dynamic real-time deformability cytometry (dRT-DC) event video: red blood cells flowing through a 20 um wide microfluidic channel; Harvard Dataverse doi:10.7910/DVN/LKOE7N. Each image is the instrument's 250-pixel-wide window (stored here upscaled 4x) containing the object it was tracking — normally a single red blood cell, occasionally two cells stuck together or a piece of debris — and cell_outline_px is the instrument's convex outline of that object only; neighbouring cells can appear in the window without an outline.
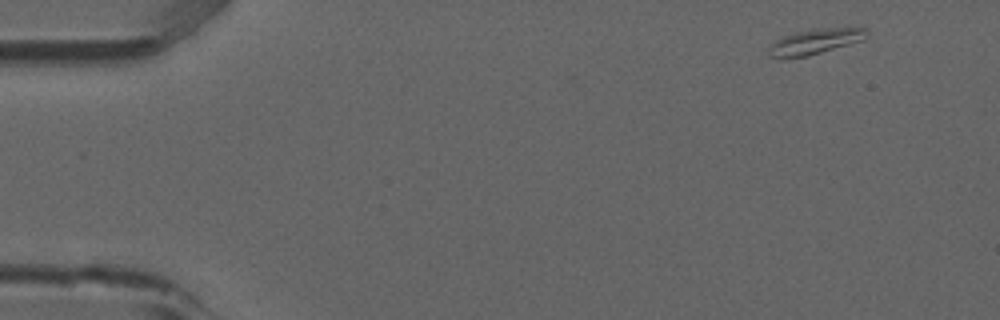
{"species": "common noctule bat (a hibernating species)", "species_latin": "Nyctalus noctula", "temperature_condition": "room temperature", "stored_images_in_passage": 7, "camera_frame_rate_fps": 3000, "um_per_image_px": 0.085, "animal": {"sex": "male", "forearm_length_mm": 52.5}, "frame": {"image": 1, "passage_image": 1, "time_ms": 0.0, "image_size_px": [1000, 320], "cell_outline_px": [[868, 36], [864, 40], [808, 56], [768, 56], [768, 52], [772, 44], [776, 40], [784, 36], [796, 32], [812, 28], [864, 28], [868, 32]], "centroid_in_image_um": [69.35, 3.5], "position_along_channel_um": 15.6, "area_um2": 14.1}}
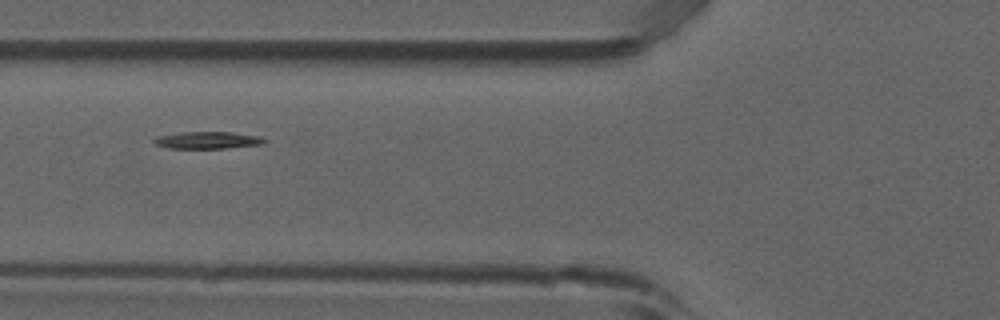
{"frame": {"image": 2, "passage_image": 5, "time_ms": 1.333, "image_size_px": [1000, 320], "cell_outline_px": [[268, 140], [264, 144], [224, 148], [168, 148], [156, 144], [152, 140], [156, 136], [180, 132], [232, 132], [260, 136]], "centroid_in_image_um": [17.66, 11.91], "position_along_channel_um": 108.1, "area_um2": 11.04}}
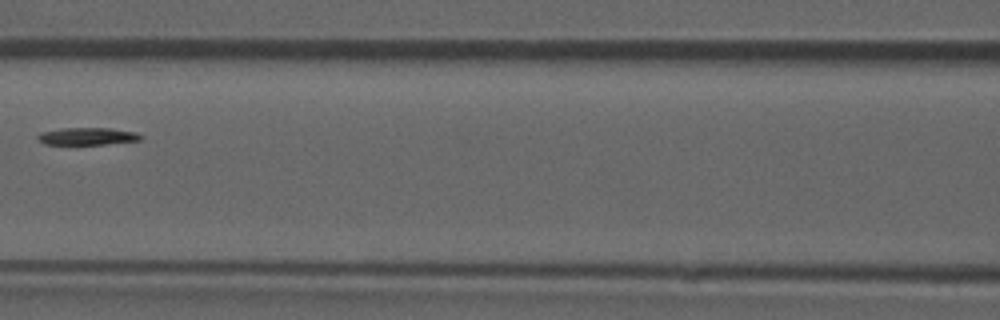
{"frame": {"image": 3, "passage_image": 6, "time_ms": 1.667, "image_size_px": [1000, 320], "cell_outline_px": [[144, 136], [140, 140], [104, 144], [44, 144], [36, 136], [40, 132], [60, 128], [112, 128], [136, 132]], "centroid_in_image_um": [7.44, 11.57], "position_along_channel_um": 159.2, "area_um2": 10.4}}